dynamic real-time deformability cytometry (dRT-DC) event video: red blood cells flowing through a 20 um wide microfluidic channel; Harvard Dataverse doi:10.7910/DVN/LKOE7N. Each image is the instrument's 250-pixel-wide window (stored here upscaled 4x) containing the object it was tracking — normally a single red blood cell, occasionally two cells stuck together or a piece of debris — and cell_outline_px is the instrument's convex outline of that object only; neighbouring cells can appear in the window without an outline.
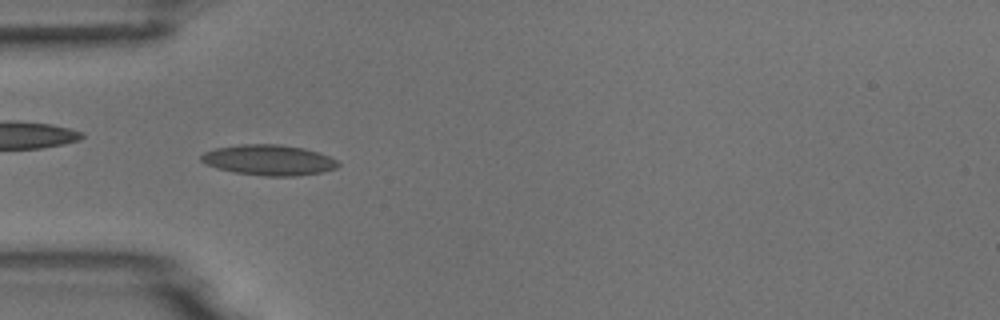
{"species": "common noctule bat (a hibernating species)", "species_latin": "Nyctalus noctula", "temperature_condition": "room temperature", "stored_images_in_passage": 8, "camera_frame_rate_fps": 3000, "um_per_image_px": 0.085, "animal": {"sex": "male", "body_mass_g": 18.8}, "frame": {"image": 1, "passage_image": 6, "time_ms": 5.667, "image_size_px": [1000, 320], "cell_outline_px": [[340, 164], [336, 168], [320, 172], [296, 176], [264, 176], [232, 172], [216, 168], [200, 160], [200, 156], [204, 152], [216, 148], [240, 144], [280, 144], [304, 148], [328, 156], [336, 160]], "centroid_in_image_um": [22.82, 13.6], "position_along_channel_um": 62.2, "area_um2": 24.28}}